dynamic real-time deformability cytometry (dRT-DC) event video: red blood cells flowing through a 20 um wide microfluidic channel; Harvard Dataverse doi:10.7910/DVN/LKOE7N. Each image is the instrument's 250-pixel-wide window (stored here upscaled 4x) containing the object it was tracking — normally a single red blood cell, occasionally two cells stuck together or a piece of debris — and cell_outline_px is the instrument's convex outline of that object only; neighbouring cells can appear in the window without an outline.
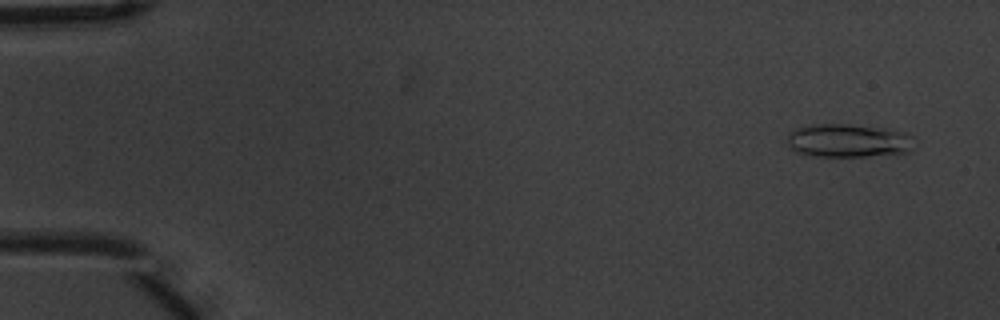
{"species": "common noctule bat (a hibernating species)", "species_latin": "Nyctalus noctula", "temperature_condition": "warm", "stored_images_in_passage": 6, "camera_frame_rate_fps": 3000, "um_per_image_px": 0.085, "animal": {"sex": "male", "body_mass_g": 20.1, "forearm_length_mm": 53.5}, "frame": {"image": 1, "passage_image": 1, "time_ms": 0.0, "image_size_px": [1000, 320], "cell_outline_px": [[912, 148], [908, 152], [868, 156], [816, 156], [800, 152], [792, 148], [788, 144], [788, 132], [796, 128], [812, 124], [848, 124], [904, 132], [912, 136]], "centroid_in_image_um": [72.08, 11.95], "position_along_channel_um": 12.9, "area_um2": 24.28}}